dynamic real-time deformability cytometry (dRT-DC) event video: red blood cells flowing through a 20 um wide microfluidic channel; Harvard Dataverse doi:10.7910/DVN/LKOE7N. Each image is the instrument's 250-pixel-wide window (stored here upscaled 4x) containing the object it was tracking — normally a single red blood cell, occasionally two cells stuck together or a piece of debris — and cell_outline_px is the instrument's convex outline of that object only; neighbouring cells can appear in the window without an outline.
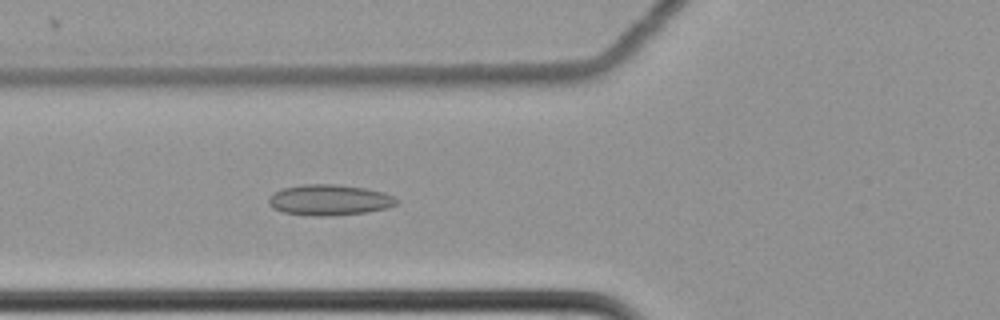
{"species": "common noctule bat (a hibernating species)", "species_latin": "Nyctalus noctula", "temperature_condition": "cold", "stored_images_in_passage": 53, "camera_frame_rate_fps": 3000, "um_per_image_px": 0.085, "animal": {"sex": "female", "body_mass_g": 22.7, "forearm_length_mm": 54.2}, "frame": {"image": 1, "passage_image": 16, "time_ms": 5.0, "image_size_px": [1000, 320], "cell_outline_px": [[400, 200], [396, 204], [388, 208], [368, 212], [332, 216], [316, 216], [284, 212], [272, 208], [268, 204], [268, 196], [272, 192], [280, 188], [304, 184], [336, 184], [364, 188], [384, 192]], "centroid_in_image_um": [27.97, 16.99], "position_along_channel_um": 97.8, "area_um2": 23.24}}
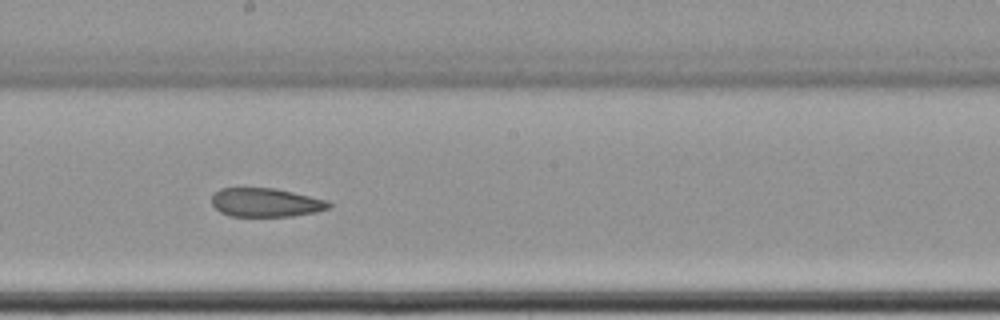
{"frame": {"image": 2, "passage_image": 27, "time_ms": 8.667, "image_size_px": [1000, 320], "cell_outline_px": [[332, 204], [328, 208], [316, 212], [292, 216], [228, 216], [220, 212], [212, 204], [212, 196], [220, 188], [276, 188], [328, 200]], "centroid_in_image_um": [22.6, 17.21], "position_along_channel_um": 225.6, "area_um2": 19.65}}
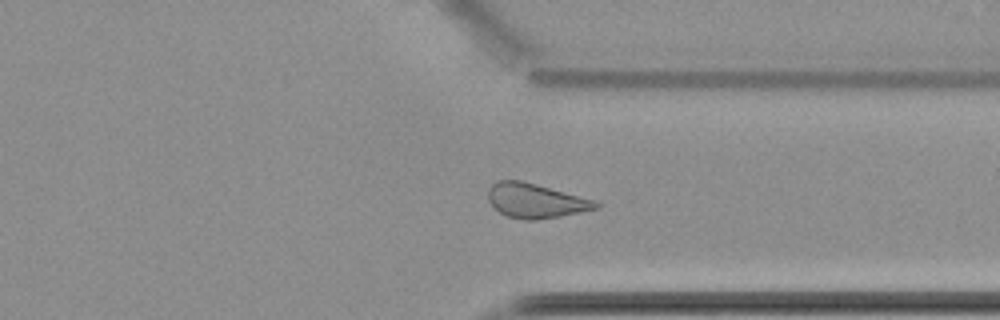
{"frame": {"image": 3, "passage_image": 39, "time_ms": 12.667, "image_size_px": [1000, 320], "cell_outline_px": [[600, 208], [560, 216], [532, 220], [524, 220], [508, 216], [500, 212], [488, 200], [488, 188], [492, 184], [500, 180], [520, 180], [536, 184], [596, 200], [600, 204]], "centroid_in_image_um": [45.54, 17.06], "position_along_channel_um": 365.9, "area_um2": 21.5}, "authors_computed_cell_mechanics": {"area_um2": 22.1952, "velocity_mm_per_s": 3.4881, "shape_relaxation_time_tau1_ms": null, "shape_relaxation_time_tau2_ms": 6.5108, "deformation_change_tau1": null, "deformation_change_tau2": 0.1377}}